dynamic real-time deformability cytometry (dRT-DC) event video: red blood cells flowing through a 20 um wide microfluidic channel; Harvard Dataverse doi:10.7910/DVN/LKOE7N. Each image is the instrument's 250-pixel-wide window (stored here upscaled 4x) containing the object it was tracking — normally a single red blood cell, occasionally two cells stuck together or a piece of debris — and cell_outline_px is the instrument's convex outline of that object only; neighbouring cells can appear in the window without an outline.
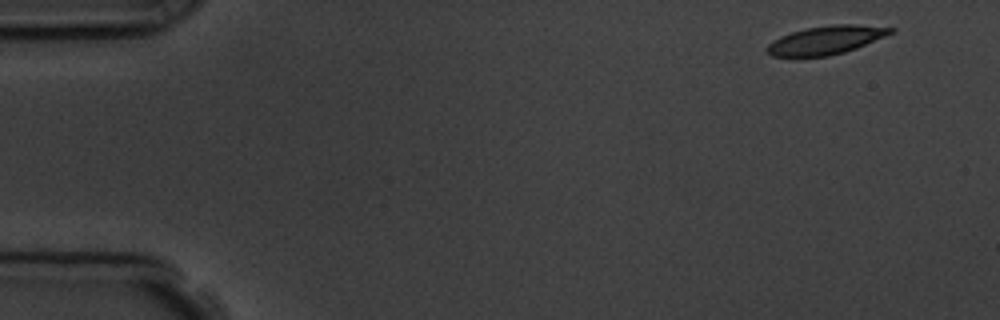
{"species": "common noctule bat (a hibernating species)", "species_latin": "Nyctalus noctula", "temperature_condition": "room temperature", "stored_images_in_passage": 5, "camera_frame_rate_fps": 3000, "um_per_image_px": 0.085, "animal": {"sex": "male", "body_mass_g": 19.5, "forearm_length_mm": 54.6}, "frame": {"image": 1, "passage_image": 1, "time_ms": 0.0, "image_size_px": [1000, 320], "cell_outline_px": [[896, 32], [856, 48], [844, 52], [828, 56], [772, 56], [764, 48], [772, 40], [780, 36], [792, 32], [808, 28], [832, 24], [856, 24], [896, 28]], "centroid_in_image_um": [70.23, 3.4], "position_along_channel_um": 14.8, "area_um2": 20.46}}
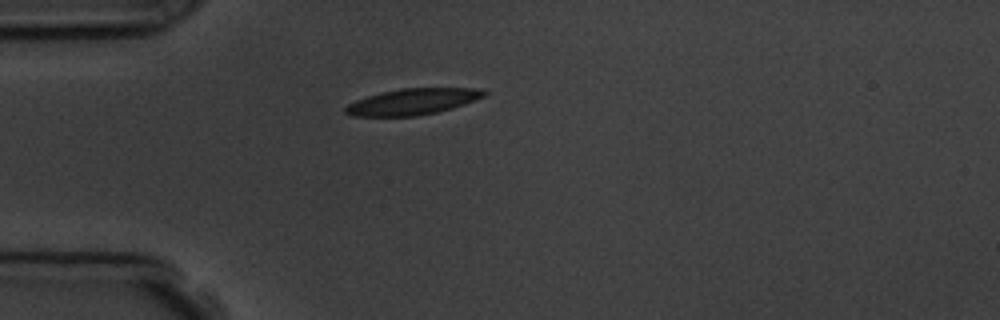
{"frame": {"image": 2, "passage_image": 4, "time_ms": 3.667, "image_size_px": [1000, 320], "cell_outline_px": [[488, 92], [484, 96], [476, 100], [452, 108], [436, 112], [416, 116], [352, 116], [344, 112], [344, 108], [348, 104], [356, 100], [380, 92], [400, 88], [484, 88]], "centroid_in_image_um": [35.09, 8.63], "position_along_channel_um": 49.9, "area_um2": 21.21}}